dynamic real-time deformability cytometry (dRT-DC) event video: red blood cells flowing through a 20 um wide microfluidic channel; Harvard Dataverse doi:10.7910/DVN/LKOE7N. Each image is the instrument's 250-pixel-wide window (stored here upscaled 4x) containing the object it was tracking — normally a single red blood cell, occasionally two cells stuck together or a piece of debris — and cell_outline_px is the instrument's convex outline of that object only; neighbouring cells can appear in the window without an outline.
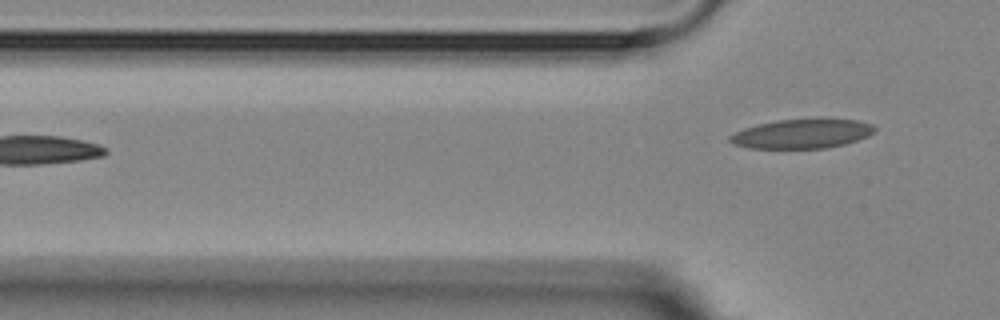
{"species": "Egyptian fruit bat (a non-hibernating species)", "species_latin": "Rousettus aegyptiacus", "temperature_condition": "room temperature", "stored_images_in_passage": 6, "camera_frame_rate_fps": 3000, "um_per_image_px": 0.085, "animal": {"sex": "female"}, "frame": {"image": 1, "passage_image": 6, "time_ms": 7.0, "image_size_px": [1000, 320], "cell_outline_px": [[876, 132], [868, 136], [844, 144], [824, 148], [748, 148], [732, 144], [728, 140], [728, 136], [744, 128], [756, 124], [776, 120], [816, 116], [820, 116], [856, 120], [872, 124], [876, 128]], "centroid_in_image_um": [68.19, 11.32], "position_along_channel_um": 57.6, "area_um2": 25.66}}